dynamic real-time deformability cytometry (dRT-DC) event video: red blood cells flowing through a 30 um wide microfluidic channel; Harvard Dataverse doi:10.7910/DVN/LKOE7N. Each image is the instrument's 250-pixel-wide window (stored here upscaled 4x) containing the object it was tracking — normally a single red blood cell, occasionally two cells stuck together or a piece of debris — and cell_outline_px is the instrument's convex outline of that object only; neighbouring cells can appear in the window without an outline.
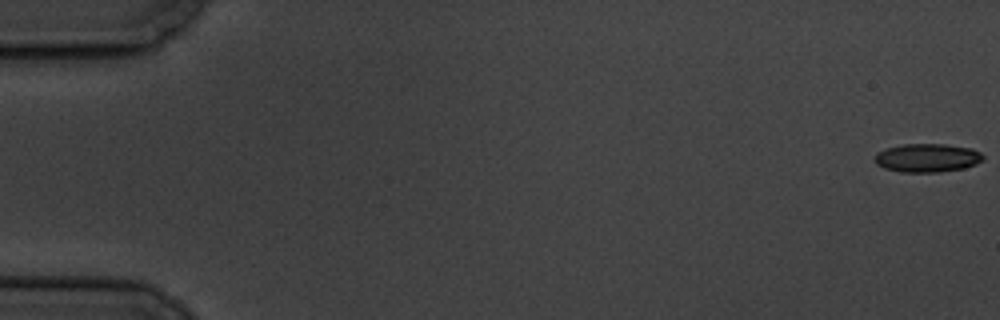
{"species": "common noctule bat (a hibernating species)", "species_latin": "Nyctalus noctula", "temperature_condition": "cold", "stored_images_in_passage": 12, "camera_frame_rate_fps": 3000, "um_per_image_px": 0.085, "animal": {"sex": "male", "body_mass_g": 19.5, "forearm_length_mm": 54.6}, "frame": {"image": 1, "passage_image": 1, "time_ms": 0.0, "image_size_px": [1000, 320], "cell_outline_px": [[984, 160], [976, 164], [964, 168], [940, 172], [900, 172], [884, 168], [876, 164], [876, 152], [888, 148], [904, 144], [944, 144], [972, 148], [980, 152], [984, 156]], "centroid_in_image_um": [78.85, 13.42], "position_along_channel_um": 6.2, "area_um2": 18.03}}
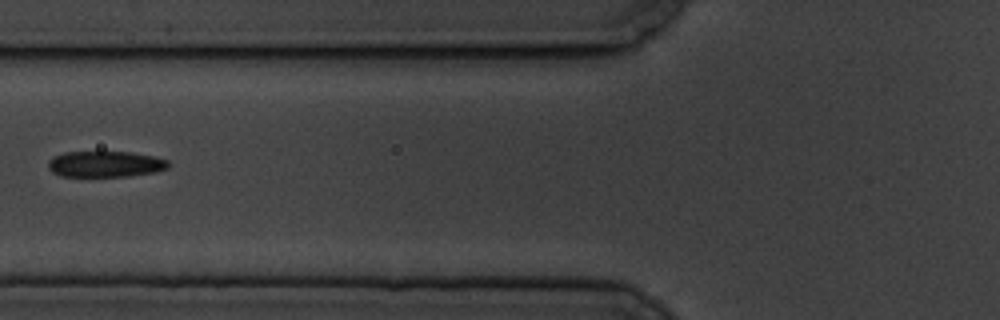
{"frame": {"image": 2, "passage_image": 7, "time_ms": 7.667, "image_size_px": [1000, 320], "cell_outline_px": [[168, 168], [156, 172], [128, 176], [60, 176], [52, 172], [48, 168], [48, 160], [52, 156], [64, 152], [132, 152], [152, 156], [168, 160]], "centroid_in_image_um": [8.92, 13.94], "position_along_channel_um": 116.9, "area_um2": 18.26}}
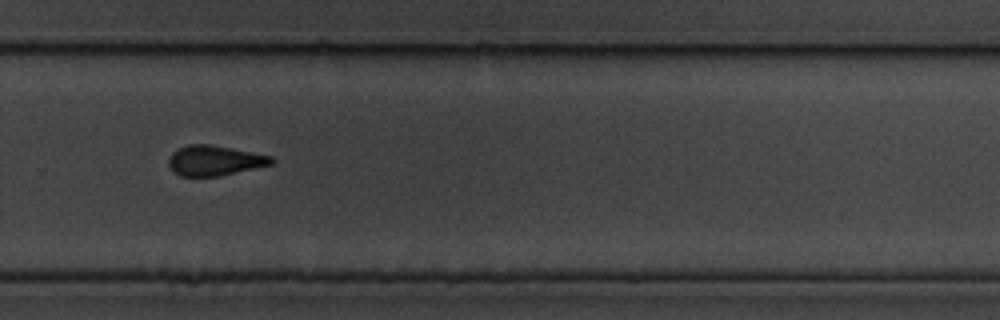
{"frame": {"image": 3, "passage_image": 12, "time_ms": 13.333, "image_size_px": [1000, 320], "cell_outline_px": [[272, 164], [220, 176], [180, 176], [168, 164], [168, 160], [172, 152], [188, 144], [208, 144], [272, 156]], "centroid_in_image_um": [18.21, 13.65], "position_along_channel_um": 311.6, "area_um2": 17.69}}